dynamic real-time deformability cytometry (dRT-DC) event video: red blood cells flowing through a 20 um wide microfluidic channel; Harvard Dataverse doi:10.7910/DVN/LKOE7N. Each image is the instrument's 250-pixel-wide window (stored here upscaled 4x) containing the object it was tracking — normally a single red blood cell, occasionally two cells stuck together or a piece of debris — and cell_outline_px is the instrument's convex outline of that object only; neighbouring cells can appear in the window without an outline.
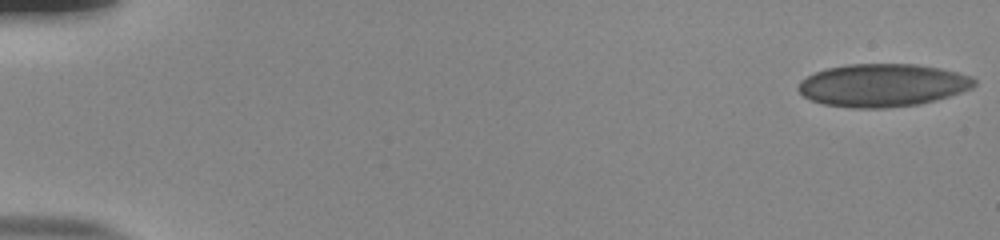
{"species": "human", "species_latin": "Homo sapiens", "temperature_condition": "room temperature", "stored_images_in_passage": 54, "camera_frame_rate_fps": 3000, "um_per_image_px": 0.085, "donor": {"sex": "male"}, "frame": {"image": 1, "passage_image": 1, "time_ms": 0.0, "image_size_px": [1000, 240], "cell_outline_px": [[976, 84], [972, 88], [948, 96], [916, 104], [884, 108], [852, 108], [824, 104], [812, 100], [804, 96], [796, 88], [800, 80], [816, 72], [828, 68], [848, 64], [916, 64], [940, 68], [972, 76], [976, 80]], "centroid_in_image_um": [75.0, 7.24], "position_along_channel_um": 10.0, "area_um2": 43.7}}
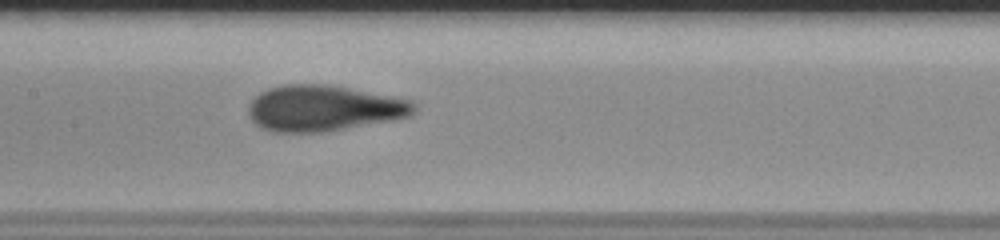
{"frame": {"image": 2, "passage_image": 28, "time_ms": 9.0, "image_size_px": [1000, 240], "cell_outline_px": [[416, 108], [412, 116], [392, 120], [324, 132], [272, 132], [260, 128], [248, 116], [248, 104], [260, 92], [268, 88], [284, 84], [324, 84], [348, 88], [412, 100], [416, 104]], "centroid_in_image_um": [27.49, 9.2], "position_along_channel_um": 179.9, "area_um2": 44.39}}
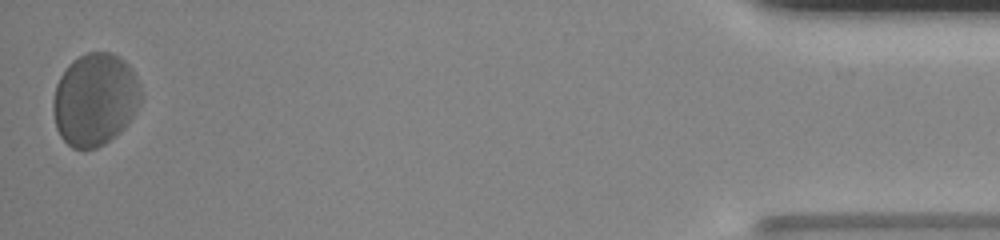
{"frame": {"image": 3, "passage_image": 54, "time_ms": 17.667, "image_size_px": [1000, 240], "cell_outline_px": [[140, 104], [128, 124], [116, 136], [104, 144], [96, 148], [84, 152], [72, 148], [60, 136], [56, 128], [52, 108], [52, 100], [56, 84], [60, 76], [68, 64], [72, 60], [88, 52], [112, 52], [120, 56], [132, 68], [136, 76], [140, 88]], "centroid_in_image_um": [8.06, 8.48], "position_along_channel_um": 427.1, "area_um2": 48.03}, "authors_computed_cell_mechanics": {"area_um2": 43.6968, "velocity_mm_per_s": 3.7647, "shape_relaxation_time_tau1_ms": 4.2665, "shape_relaxation_time_tau2_ms": 1.0148, "deformation_change_tau1": 0.1085, "deformation_change_tau2": 0.07}}